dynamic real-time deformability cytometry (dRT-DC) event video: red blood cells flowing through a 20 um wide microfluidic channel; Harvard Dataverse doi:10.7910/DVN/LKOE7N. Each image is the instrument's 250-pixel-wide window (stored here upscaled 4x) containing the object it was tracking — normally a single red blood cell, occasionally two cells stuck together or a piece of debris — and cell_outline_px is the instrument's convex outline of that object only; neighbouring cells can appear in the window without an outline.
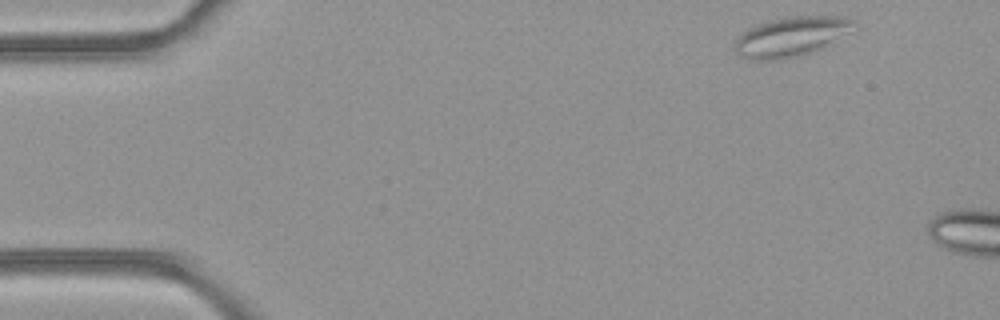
{"species": "common noctule bat (a hibernating species)", "species_latin": "Nyctalus noctula", "temperature_condition": "room temperature", "stored_images_in_passage": 3, "camera_frame_rate_fps": 3000, "um_per_image_px": 0.085, "animal": {"sex": "female", "body_mass_g": 21.9}, "frame": {"image": 1, "passage_image": 1, "time_ms": 0.0, "image_size_px": [1000, 320], "cell_outline_px": [[856, 24], [848, 32], [820, 48], [800, 56], [776, 60], [748, 60], [740, 56], [732, 48], [736, 40], [748, 28], [756, 24], [772, 20], [792, 16], [848, 16], [856, 20]], "centroid_in_image_um": [67.21, 3.11], "position_along_channel_um": 17.8, "area_um2": 27.4}}